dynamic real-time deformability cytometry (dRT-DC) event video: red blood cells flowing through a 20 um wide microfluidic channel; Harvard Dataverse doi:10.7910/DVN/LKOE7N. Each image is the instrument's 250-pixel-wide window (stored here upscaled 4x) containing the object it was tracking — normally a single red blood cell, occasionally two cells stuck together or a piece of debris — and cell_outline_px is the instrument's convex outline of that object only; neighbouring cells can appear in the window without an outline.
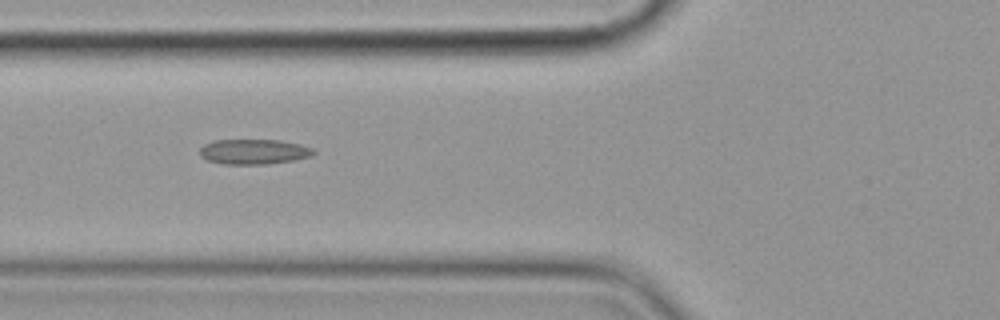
{"species": "common noctule bat (a hibernating species)", "species_latin": "Nyctalus noctula", "temperature_condition": "cold", "stored_images_in_passage": 3, "camera_frame_rate_fps": 3000, "um_per_image_px": 0.085, "animal": {"sex": "female", "body_mass_g": 19.9}, "frame": {"image": 1, "passage_image": 2, "time_ms": 1.333, "image_size_px": [1000, 320], "cell_outline_px": [[316, 152], [312, 156], [292, 160], [268, 164], [224, 164], [208, 160], [200, 156], [200, 148], [204, 144], [216, 140], [280, 140], [300, 144], [312, 148]], "centroid_in_image_um": [21.58, 12.89], "position_along_channel_um": 104.2, "area_um2": 16.59}}
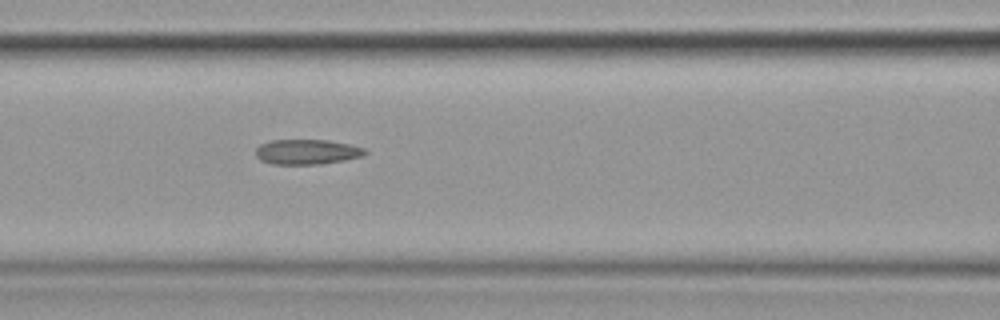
{"frame": {"image": 2, "passage_image": 3, "time_ms": 2.333, "image_size_px": [1000, 320], "cell_outline_px": [[368, 152], [360, 156], [344, 160], [320, 164], [272, 164], [260, 160], [256, 156], [256, 148], [260, 144], [272, 140], [328, 140], [348, 144], [364, 148]], "centroid_in_image_um": [26.05, 12.91], "position_along_channel_um": 140.5, "area_um2": 15.84}}